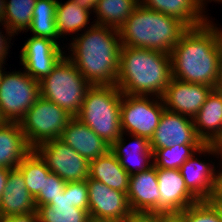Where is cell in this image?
<instances>
[{
  "mask_svg": "<svg viewBox=\"0 0 222 222\" xmlns=\"http://www.w3.org/2000/svg\"><path fill=\"white\" fill-rule=\"evenodd\" d=\"M215 25L208 20L181 35L170 52L173 78L215 88L222 43V29Z\"/></svg>",
  "mask_w": 222,
  "mask_h": 222,
  "instance_id": "obj_1",
  "label": "cell"
},
{
  "mask_svg": "<svg viewBox=\"0 0 222 222\" xmlns=\"http://www.w3.org/2000/svg\"><path fill=\"white\" fill-rule=\"evenodd\" d=\"M92 23L72 38L67 57L91 85H116L122 47L119 31Z\"/></svg>",
  "mask_w": 222,
  "mask_h": 222,
  "instance_id": "obj_2",
  "label": "cell"
},
{
  "mask_svg": "<svg viewBox=\"0 0 222 222\" xmlns=\"http://www.w3.org/2000/svg\"><path fill=\"white\" fill-rule=\"evenodd\" d=\"M171 79L170 54L121 47L116 86L123 94L161 97Z\"/></svg>",
  "mask_w": 222,
  "mask_h": 222,
  "instance_id": "obj_3",
  "label": "cell"
},
{
  "mask_svg": "<svg viewBox=\"0 0 222 222\" xmlns=\"http://www.w3.org/2000/svg\"><path fill=\"white\" fill-rule=\"evenodd\" d=\"M187 29L179 19L139 4L118 31L122 46L170 54Z\"/></svg>",
  "mask_w": 222,
  "mask_h": 222,
  "instance_id": "obj_4",
  "label": "cell"
},
{
  "mask_svg": "<svg viewBox=\"0 0 222 222\" xmlns=\"http://www.w3.org/2000/svg\"><path fill=\"white\" fill-rule=\"evenodd\" d=\"M122 96L116 85H91L76 118L111 145L122 135Z\"/></svg>",
  "mask_w": 222,
  "mask_h": 222,
  "instance_id": "obj_5",
  "label": "cell"
},
{
  "mask_svg": "<svg viewBox=\"0 0 222 222\" xmlns=\"http://www.w3.org/2000/svg\"><path fill=\"white\" fill-rule=\"evenodd\" d=\"M64 56L40 83V96L76 117L91 84L71 60Z\"/></svg>",
  "mask_w": 222,
  "mask_h": 222,
  "instance_id": "obj_6",
  "label": "cell"
},
{
  "mask_svg": "<svg viewBox=\"0 0 222 222\" xmlns=\"http://www.w3.org/2000/svg\"><path fill=\"white\" fill-rule=\"evenodd\" d=\"M71 118L64 109L40 96L19 123L33 150L44 142L61 138Z\"/></svg>",
  "mask_w": 222,
  "mask_h": 222,
  "instance_id": "obj_7",
  "label": "cell"
},
{
  "mask_svg": "<svg viewBox=\"0 0 222 222\" xmlns=\"http://www.w3.org/2000/svg\"><path fill=\"white\" fill-rule=\"evenodd\" d=\"M40 97V83L25 71L6 72L0 84V117L20 122Z\"/></svg>",
  "mask_w": 222,
  "mask_h": 222,
  "instance_id": "obj_8",
  "label": "cell"
},
{
  "mask_svg": "<svg viewBox=\"0 0 222 222\" xmlns=\"http://www.w3.org/2000/svg\"><path fill=\"white\" fill-rule=\"evenodd\" d=\"M150 97L123 94L120 106L122 133L129 132V135L150 140L165 109L161 97Z\"/></svg>",
  "mask_w": 222,
  "mask_h": 222,
  "instance_id": "obj_9",
  "label": "cell"
},
{
  "mask_svg": "<svg viewBox=\"0 0 222 222\" xmlns=\"http://www.w3.org/2000/svg\"><path fill=\"white\" fill-rule=\"evenodd\" d=\"M33 150L48 169L66 183L85 181L89 177V161L60 138L44 142Z\"/></svg>",
  "mask_w": 222,
  "mask_h": 222,
  "instance_id": "obj_10",
  "label": "cell"
},
{
  "mask_svg": "<svg viewBox=\"0 0 222 222\" xmlns=\"http://www.w3.org/2000/svg\"><path fill=\"white\" fill-rule=\"evenodd\" d=\"M88 211L90 218L128 222L134 215L127 194L114 190L102 182L87 178Z\"/></svg>",
  "mask_w": 222,
  "mask_h": 222,
  "instance_id": "obj_11",
  "label": "cell"
},
{
  "mask_svg": "<svg viewBox=\"0 0 222 222\" xmlns=\"http://www.w3.org/2000/svg\"><path fill=\"white\" fill-rule=\"evenodd\" d=\"M55 41L33 36L28 38L20 52V62L24 71L33 79L41 81L49 75L54 66L64 56L65 50Z\"/></svg>",
  "mask_w": 222,
  "mask_h": 222,
  "instance_id": "obj_12",
  "label": "cell"
},
{
  "mask_svg": "<svg viewBox=\"0 0 222 222\" xmlns=\"http://www.w3.org/2000/svg\"><path fill=\"white\" fill-rule=\"evenodd\" d=\"M172 145H204L198 138L192 118L164 109L160 122L150 138V148Z\"/></svg>",
  "mask_w": 222,
  "mask_h": 222,
  "instance_id": "obj_13",
  "label": "cell"
},
{
  "mask_svg": "<svg viewBox=\"0 0 222 222\" xmlns=\"http://www.w3.org/2000/svg\"><path fill=\"white\" fill-rule=\"evenodd\" d=\"M214 88L171 79L161 99L165 109L194 118Z\"/></svg>",
  "mask_w": 222,
  "mask_h": 222,
  "instance_id": "obj_14",
  "label": "cell"
},
{
  "mask_svg": "<svg viewBox=\"0 0 222 222\" xmlns=\"http://www.w3.org/2000/svg\"><path fill=\"white\" fill-rule=\"evenodd\" d=\"M160 215H175L199 200L187 189L179 169L156 168Z\"/></svg>",
  "mask_w": 222,
  "mask_h": 222,
  "instance_id": "obj_15",
  "label": "cell"
},
{
  "mask_svg": "<svg viewBox=\"0 0 222 222\" xmlns=\"http://www.w3.org/2000/svg\"><path fill=\"white\" fill-rule=\"evenodd\" d=\"M127 198L134 214H160L156 167L130 175Z\"/></svg>",
  "mask_w": 222,
  "mask_h": 222,
  "instance_id": "obj_16",
  "label": "cell"
},
{
  "mask_svg": "<svg viewBox=\"0 0 222 222\" xmlns=\"http://www.w3.org/2000/svg\"><path fill=\"white\" fill-rule=\"evenodd\" d=\"M124 135L125 133H122L110 145V151L118 158L124 170L129 175H133L153 166V151L150 148V140L147 137L130 135L134 142L126 144Z\"/></svg>",
  "mask_w": 222,
  "mask_h": 222,
  "instance_id": "obj_17",
  "label": "cell"
},
{
  "mask_svg": "<svg viewBox=\"0 0 222 222\" xmlns=\"http://www.w3.org/2000/svg\"><path fill=\"white\" fill-rule=\"evenodd\" d=\"M32 212H37L35 199L28 191L21 171L18 168L10 169L0 201V217L7 218Z\"/></svg>",
  "mask_w": 222,
  "mask_h": 222,
  "instance_id": "obj_18",
  "label": "cell"
},
{
  "mask_svg": "<svg viewBox=\"0 0 222 222\" xmlns=\"http://www.w3.org/2000/svg\"><path fill=\"white\" fill-rule=\"evenodd\" d=\"M60 139L88 161L110 150L108 143L76 117L70 119Z\"/></svg>",
  "mask_w": 222,
  "mask_h": 222,
  "instance_id": "obj_19",
  "label": "cell"
},
{
  "mask_svg": "<svg viewBox=\"0 0 222 222\" xmlns=\"http://www.w3.org/2000/svg\"><path fill=\"white\" fill-rule=\"evenodd\" d=\"M193 121L204 144L218 145L222 141V96L218 91H211Z\"/></svg>",
  "mask_w": 222,
  "mask_h": 222,
  "instance_id": "obj_20",
  "label": "cell"
},
{
  "mask_svg": "<svg viewBox=\"0 0 222 222\" xmlns=\"http://www.w3.org/2000/svg\"><path fill=\"white\" fill-rule=\"evenodd\" d=\"M194 153L179 168L187 189L198 199L208 200L213 189L215 164L200 161ZM213 163V165H212Z\"/></svg>",
  "mask_w": 222,
  "mask_h": 222,
  "instance_id": "obj_21",
  "label": "cell"
},
{
  "mask_svg": "<svg viewBox=\"0 0 222 222\" xmlns=\"http://www.w3.org/2000/svg\"><path fill=\"white\" fill-rule=\"evenodd\" d=\"M151 10L179 19L188 28L205 24L209 18L203 14L204 8L198 0H139ZM206 16V17H205ZM208 18V19H207Z\"/></svg>",
  "mask_w": 222,
  "mask_h": 222,
  "instance_id": "obj_22",
  "label": "cell"
},
{
  "mask_svg": "<svg viewBox=\"0 0 222 222\" xmlns=\"http://www.w3.org/2000/svg\"><path fill=\"white\" fill-rule=\"evenodd\" d=\"M32 151L18 122L0 125V167L17 168Z\"/></svg>",
  "mask_w": 222,
  "mask_h": 222,
  "instance_id": "obj_23",
  "label": "cell"
},
{
  "mask_svg": "<svg viewBox=\"0 0 222 222\" xmlns=\"http://www.w3.org/2000/svg\"><path fill=\"white\" fill-rule=\"evenodd\" d=\"M129 177L130 175L110 150L105 155L89 161V178L102 182L114 190L127 194Z\"/></svg>",
  "mask_w": 222,
  "mask_h": 222,
  "instance_id": "obj_24",
  "label": "cell"
},
{
  "mask_svg": "<svg viewBox=\"0 0 222 222\" xmlns=\"http://www.w3.org/2000/svg\"><path fill=\"white\" fill-rule=\"evenodd\" d=\"M211 154L217 157L220 148L215 144L204 145H172L171 147L159 148L153 152V165L161 169H179L181 165L194 153Z\"/></svg>",
  "mask_w": 222,
  "mask_h": 222,
  "instance_id": "obj_25",
  "label": "cell"
},
{
  "mask_svg": "<svg viewBox=\"0 0 222 222\" xmlns=\"http://www.w3.org/2000/svg\"><path fill=\"white\" fill-rule=\"evenodd\" d=\"M38 222H89V211L74 207L67 183L62 195L52 200L48 205L36 206Z\"/></svg>",
  "mask_w": 222,
  "mask_h": 222,
  "instance_id": "obj_26",
  "label": "cell"
},
{
  "mask_svg": "<svg viewBox=\"0 0 222 222\" xmlns=\"http://www.w3.org/2000/svg\"><path fill=\"white\" fill-rule=\"evenodd\" d=\"M139 4V0H98L94 24L119 30Z\"/></svg>",
  "mask_w": 222,
  "mask_h": 222,
  "instance_id": "obj_27",
  "label": "cell"
},
{
  "mask_svg": "<svg viewBox=\"0 0 222 222\" xmlns=\"http://www.w3.org/2000/svg\"><path fill=\"white\" fill-rule=\"evenodd\" d=\"M90 14L89 10L80 7L74 0H68L65 4L58 1L55 15L58 35L63 38L64 35L81 32L89 24Z\"/></svg>",
  "mask_w": 222,
  "mask_h": 222,
  "instance_id": "obj_28",
  "label": "cell"
},
{
  "mask_svg": "<svg viewBox=\"0 0 222 222\" xmlns=\"http://www.w3.org/2000/svg\"><path fill=\"white\" fill-rule=\"evenodd\" d=\"M58 0H36L28 30L36 37L49 38L59 44L56 31V6Z\"/></svg>",
  "mask_w": 222,
  "mask_h": 222,
  "instance_id": "obj_29",
  "label": "cell"
},
{
  "mask_svg": "<svg viewBox=\"0 0 222 222\" xmlns=\"http://www.w3.org/2000/svg\"><path fill=\"white\" fill-rule=\"evenodd\" d=\"M26 182V187L35 199L43 191L45 179L51 173L41 157L32 150L17 166Z\"/></svg>",
  "mask_w": 222,
  "mask_h": 222,
  "instance_id": "obj_30",
  "label": "cell"
},
{
  "mask_svg": "<svg viewBox=\"0 0 222 222\" xmlns=\"http://www.w3.org/2000/svg\"><path fill=\"white\" fill-rule=\"evenodd\" d=\"M36 0H6L4 25L13 35L30 27ZM19 32V33H18Z\"/></svg>",
  "mask_w": 222,
  "mask_h": 222,
  "instance_id": "obj_31",
  "label": "cell"
},
{
  "mask_svg": "<svg viewBox=\"0 0 222 222\" xmlns=\"http://www.w3.org/2000/svg\"><path fill=\"white\" fill-rule=\"evenodd\" d=\"M175 216L181 222H222L217 207L208 200H199Z\"/></svg>",
  "mask_w": 222,
  "mask_h": 222,
  "instance_id": "obj_32",
  "label": "cell"
},
{
  "mask_svg": "<svg viewBox=\"0 0 222 222\" xmlns=\"http://www.w3.org/2000/svg\"><path fill=\"white\" fill-rule=\"evenodd\" d=\"M66 182L57 174L50 173L45 179L43 191L35 198L36 206L48 205L52 200L62 195Z\"/></svg>",
  "mask_w": 222,
  "mask_h": 222,
  "instance_id": "obj_33",
  "label": "cell"
},
{
  "mask_svg": "<svg viewBox=\"0 0 222 222\" xmlns=\"http://www.w3.org/2000/svg\"><path fill=\"white\" fill-rule=\"evenodd\" d=\"M67 192H70V199L74 207L88 211V185L85 181L67 182Z\"/></svg>",
  "mask_w": 222,
  "mask_h": 222,
  "instance_id": "obj_34",
  "label": "cell"
},
{
  "mask_svg": "<svg viewBox=\"0 0 222 222\" xmlns=\"http://www.w3.org/2000/svg\"><path fill=\"white\" fill-rule=\"evenodd\" d=\"M220 158L222 167V155ZM208 201H222V168L215 171L213 189Z\"/></svg>",
  "mask_w": 222,
  "mask_h": 222,
  "instance_id": "obj_35",
  "label": "cell"
},
{
  "mask_svg": "<svg viewBox=\"0 0 222 222\" xmlns=\"http://www.w3.org/2000/svg\"><path fill=\"white\" fill-rule=\"evenodd\" d=\"M0 24H2V26H4L6 34H2V32L0 31V62L5 63L6 61V56L8 55V50L10 48V41L12 40V36L14 37L15 35L12 34V32L5 27L3 22H0ZM7 37V38H6ZM9 40V41H8Z\"/></svg>",
  "mask_w": 222,
  "mask_h": 222,
  "instance_id": "obj_36",
  "label": "cell"
},
{
  "mask_svg": "<svg viewBox=\"0 0 222 222\" xmlns=\"http://www.w3.org/2000/svg\"><path fill=\"white\" fill-rule=\"evenodd\" d=\"M128 222H163V215L134 214Z\"/></svg>",
  "mask_w": 222,
  "mask_h": 222,
  "instance_id": "obj_37",
  "label": "cell"
},
{
  "mask_svg": "<svg viewBox=\"0 0 222 222\" xmlns=\"http://www.w3.org/2000/svg\"><path fill=\"white\" fill-rule=\"evenodd\" d=\"M7 222H38V214L37 212H32L24 215H13L7 217Z\"/></svg>",
  "mask_w": 222,
  "mask_h": 222,
  "instance_id": "obj_38",
  "label": "cell"
},
{
  "mask_svg": "<svg viewBox=\"0 0 222 222\" xmlns=\"http://www.w3.org/2000/svg\"><path fill=\"white\" fill-rule=\"evenodd\" d=\"M216 91H222V43L220 44L219 56H218V71L215 88Z\"/></svg>",
  "mask_w": 222,
  "mask_h": 222,
  "instance_id": "obj_39",
  "label": "cell"
},
{
  "mask_svg": "<svg viewBox=\"0 0 222 222\" xmlns=\"http://www.w3.org/2000/svg\"><path fill=\"white\" fill-rule=\"evenodd\" d=\"M10 168L0 167V201L2 198L3 191L6 186Z\"/></svg>",
  "mask_w": 222,
  "mask_h": 222,
  "instance_id": "obj_40",
  "label": "cell"
},
{
  "mask_svg": "<svg viewBox=\"0 0 222 222\" xmlns=\"http://www.w3.org/2000/svg\"><path fill=\"white\" fill-rule=\"evenodd\" d=\"M80 7L89 10L91 13L94 12L95 6L98 0H74Z\"/></svg>",
  "mask_w": 222,
  "mask_h": 222,
  "instance_id": "obj_41",
  "label": "cell"
},
{
  "mask_svg": "<svg viewBox=\"0 0 222 222\" xmlns=\"http://www.w3.org/2000/svg\"><path fill=\"white\" fill-rule=\"evenodd\" d=\"M5 11H6V0H0V22L4 21Z\"/></svg>",
  "mask_w": 222,
  "mask_h": 222,
  "instance_id": "obj_42",
  "label": "cell"
},
{
  "mask_svg": "<svg viewBox=\"0 0 222 222\" xmlns=\"http://www.w3.org/2000/svg\"><path fill=\"white\" fill-rule=\"evenodd\" d=\"M163 222H181L175 215H163Z\"/></svg>",
  "mask_w": 222,
  "mask_h": 222,
  "instance_id": "obj_43",
  "label": "cell"
},
{
  "mask_svg": "<svg viewBox=\"0 0 222 222\" xmlns=\"http://www.w3.org/2000/svg\"><path fill=\"white\" fill-rule=\"evenodd\" d=\"M209 202L213 203L217 207L222 218V201H209Z\"/></svg>",
  "mask_w": 222,
  "mask_h": 222,
  "instance_id": "obj_44",
  "label": "cell"
},
{
  "mask_svg": "<svg viewBox=\"0 0 222 222\" xmlns=\"http://www.w3.org/2000/svg\"><path fill=\"white\" fill-rule=\"evenodd\" d=\"M89 222H122V221L90 218Z\"/></svg>",
  "mask_w": 222,
  "mask_h": 222,
  "instance_id": "obj_45",
  "label": "cell"
},
{
  "mask_svg": "<svg viewBox=\"0 0 222 222\" xmlns=\"http://www.w3.org/2000/svg\"><path fill=\"white\" fill-rule=\"evenodd\" d=\"M4 63H2V62H0V84H1V81H2V78H3V75H4V73H5V68L3 67L4 65H3ZM4 68V69H3ZM4 71V72H3Z\"/></svg>",
  "mask_w": 222,
  "mask_h": 222,
  "instance_id": "obj_46",
  "label": "cell"
},
{
  "mask_svg": "<svg viewBox=\"0 0 222 222\" xmlns=\"http://www.w3.org/2000/svg\"><path fill=\"white\" fill-rule=\"evenodd\" d=\"M200 2V4L203 6V7H206V2L208 3V1H212V0H198ZM214 2H221L222 3V0H213ZM205 4V5H204Z\"/></svg>",
  "mask_w": 222,
  "mask_h": 222,
  "instance_id": "obj_47",
  "label": "cell"
},
{
  "mask_svg": "<svg viewBox=\"0 0 222 222\" xmlns=\"http://www.w3.org/2000/svg\"><path fill=\"white\" fill-rule=\"evenodd\" d=\"M219 148H220V154L222 155V141L218 144Z\"/></svg>",
  "mask_w": 222,
  "mask_h": 222,
  "instance_id": "obj_48",
  "label": "cell"
},
{
  "mask_svg": "<svg viewBox=\"0 0 222 222\" xmlns=\"http://www.w3.org/2000/svg\"><path fill=\"white\" fill-rule=\"evenodd\" d=\"M0 222H7V218L0 217Z\"/></svg>",
  "mask_w": 222,
  "mask_h": 222,
  "instance_id": "obj_49",
  "label": "cell"
},
{
  "mask_svg": "<svg viewBox=\"0 0 222 222\" xmlns=\"http://www.w3.org/2000/svg\"><path fill=\"white\" fill-rule=\"evenodd\" d=\"M4 121L2 120V118L0 117V125L3 123Z\"/></svg>",
  "mask_w": 222,
  "mask_h": 222,
  "instance_id": "obj_50",
  "label": "cell"
}]
</instances>
